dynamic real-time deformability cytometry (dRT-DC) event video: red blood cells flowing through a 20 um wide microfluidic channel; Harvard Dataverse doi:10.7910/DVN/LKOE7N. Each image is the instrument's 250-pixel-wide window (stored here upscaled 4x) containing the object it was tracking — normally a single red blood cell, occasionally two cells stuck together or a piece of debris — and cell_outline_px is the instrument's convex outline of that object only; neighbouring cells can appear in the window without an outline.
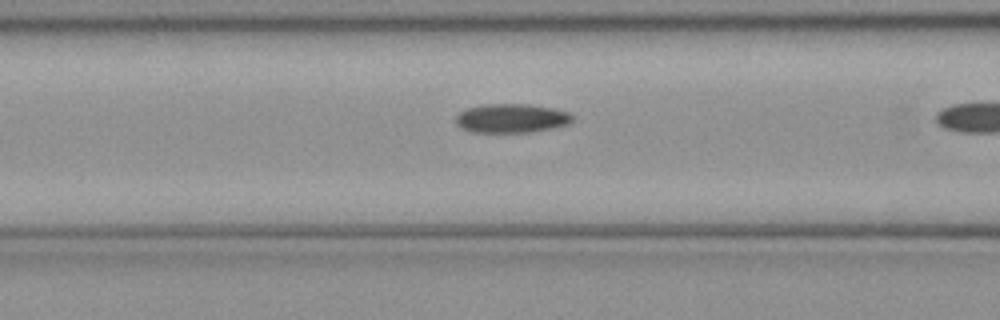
{"species": "common noctule bat (a hibernating species)", "species_latin": "Nyctalus noctula", "temperature_condition": "cold", "stored_images_in_passage": 10, "camera_frame_rate_fps": 3000, "um_per_image_px": 0.085, "animal": {"sex": "female", "body_mass_g": 21.9}, "frame": {"image": 1, "passage_image": 9, "time_ms": 2.667, "image_size_px": [1000, 320], "cell_outline_px": [[576, 116], [568, 124], [552, 128], [532, 132], [472, 132], [460, 128], [456, 124], [456, 116], [460, 112], [468, 108], [480, 104], [532, 104], [556, 108], [568, 112]], "centroid_in_image_um": [43.5, 10.04], "position_along_channel_um": 123.1, "area_um2": 20.0}}